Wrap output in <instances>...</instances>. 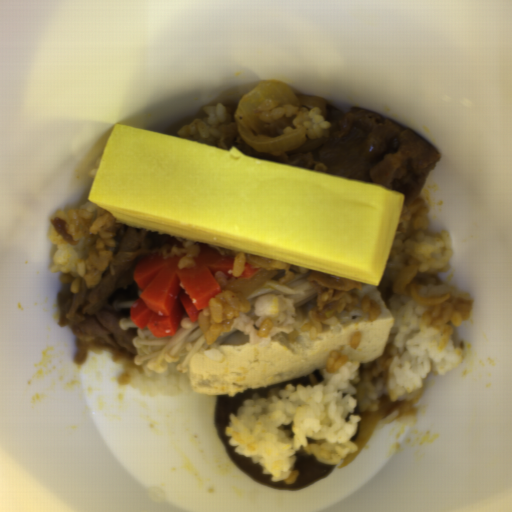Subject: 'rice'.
<instances>
[{"instance_id": "1", "label": "rice", "mask_w": 512, "mask_h": 512, "mask_svg": "<svg viewBox=\"0 0 512 512\" xmlns=\"http://www.w3.org/2000/svg\"><path fill=\"white\" fill-rule=\"evenodd\" d=\"M418 195L403 205L377 287L393 318L384 351L360 363L333 351L317 385L293 386L270 397L257 392L230 412L224 434L234 453L261 466L270 481L287 486L298 478L297 453L321 464H338L358 451L351 438L362 412L414 399L429 374L443 375L461 364L464 350L454 329L468 319L474 298L440 279L449 271L452 239L428 229L429 209Z\"/></svg>"}, {"instance_id": "2", "label": "rice", "mask_w": 512, "mask_h": 512, "mask_svg": "<svg viewBox=\"0 0 512 512\" xmlns=\"http://www.w3.org/2000/svg\"><path fill=\"white\" fill-rule=\"evenodd\" d=\"M55 214L65 221V229L77 244L60 237L51 227L49 240L56 247L51 274L61 272V282L69 284L73 293H78L81 280L86 287L97 286L113 257L119 221L90 200L81 207Z\"/></svg>"}, {"instance_id": "3", "label": "rice", "mask_w": 512, "mask_h": 512, "mask_svg": "<svg viewBox=\"0 0 512 512\" xmlns=\"http://www.w3.org/2000/svg\"><path fill=\"white\" fill-rule=\"evenodd\" d=\"M249 311V302L240 301L232 290H221L198 315L200 332L211 345L233 328L248 335L250 344L259 347L268 344L277 332L295 330L297 312L292 299L284 294L265 295L255 300V320L247 316Z\"/></svg>"}, {"instance_id": "4", "label": "rice", "mask_w": 512, "mask_h": 512, "mask_svg": "<svg viewBox=\"0 0 512 512\" xmlns=\"http://www.w3.org/2000/svg\"><path fill=\"white\" fill-rule=\"evenodd\" d=\"M331 124L325 121L322 109L315 107L310 110L300 105L284 103L278 105L265 101L259 109L257 132L264 137L288 135L302 128L306 138L321 139L330 135Z\"/></svg>"}, {"instance_id": "5", "label": "rice", "mask_w": 512, "mask_h": 512, "mask_svg": "<svg viewBox=\"0 0 512 512\" xmlns=\"http://www.w3.org/2000/svg\"><path fill=\"white\" fill-rule=\"evenodd\" d=\"M204 112L208 115L203 119H194L188 125L179 129L178 138L194 141L215 148H220L222 127L228 123H237L236 111L228 110L227 106L205 105Z\"/></svg>"}, {"instance_id": "6", "label": "rice", "mask_w": 512, "mask_h": 512, "mask_svg": "<svg viewBox=\"0 0 512 512\" xmlns=\"http://www.w3.org/2000/svg\"><path fill=\"white\" fill-rule=\"evenodd\" d=\"M235 258L233 276H240L244 270L245 263L258 267L259 270H274L280 281L289 282L294 280L298 275L306 274L309 269L272 261L244 253H238Z\"/></svg>"}]
</instances>
